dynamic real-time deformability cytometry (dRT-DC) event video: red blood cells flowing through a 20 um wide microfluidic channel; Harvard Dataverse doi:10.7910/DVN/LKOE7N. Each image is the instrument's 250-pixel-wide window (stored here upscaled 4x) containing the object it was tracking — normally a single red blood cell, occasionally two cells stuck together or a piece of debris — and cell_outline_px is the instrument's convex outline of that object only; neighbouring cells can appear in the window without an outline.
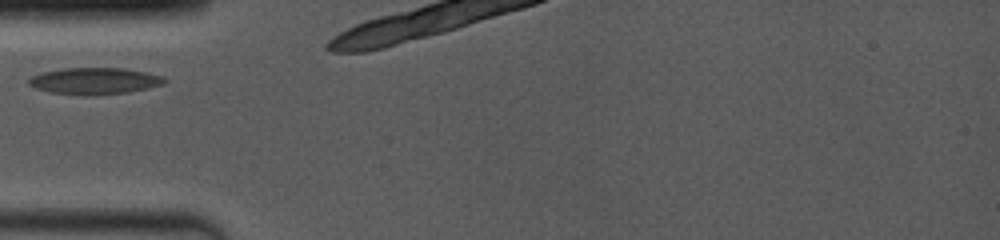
{"species": "common noctule bat (a hibernating species)", "species_latin": "Nyctalus noctula", "temperature_condition": "room temperature", "stored_images_in_passage": 4, "camera_frame_rate_fps": 4000, "um_per_image_px": 0.085, "animal": {"sex": "female", "body_mass_g": 19.0, "forearm_length_mm": 53.3}, "frame": {"image": 1, "passage_image": 1, "time_ms": 0.0, "image_size_px": [1000, 240], "cell_outline_px": [[168, 80], [164, 84], [148, 88], [128, 92], [92, 96], [84, 96], [48, 92], [36, 88], [28, 84], [28, 80], [32, 76], [44, 72], [60, 68], [124, 68], [148, 72], [160, 76]], "centroid_in_image_um": [8.04, 6.89], "position_along_channel_um": 77.0, "area_um2": 21.27}}